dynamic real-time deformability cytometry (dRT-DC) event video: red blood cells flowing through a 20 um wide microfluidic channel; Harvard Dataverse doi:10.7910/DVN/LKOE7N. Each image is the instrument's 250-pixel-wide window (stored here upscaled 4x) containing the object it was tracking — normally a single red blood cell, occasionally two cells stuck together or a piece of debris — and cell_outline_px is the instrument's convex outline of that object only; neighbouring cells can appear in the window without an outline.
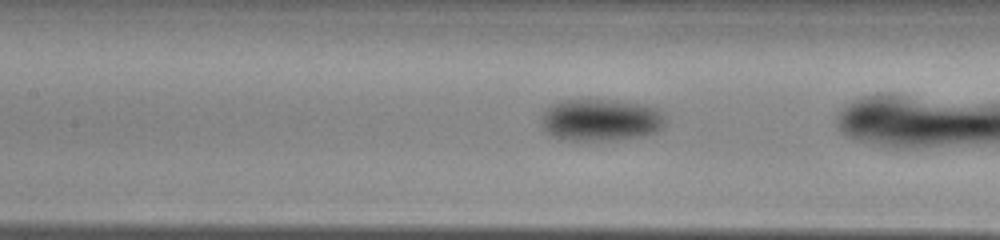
{"species": "common noctule bat (a hibernating species)", "species_latin": "Nyctalus noctula", "temperature_condition": "warm", "stored_images_in_passage": 23, "camera_frame_rate_fps": 3000, "um_per_image_px": 0.085, "animal": {"sex": "male", "body_mass_g": 13.0, "forearm_length_mm": 53.1}, "frame": {"image": 1, "passage_image": 19, "time_ms": 6.0, "image_size_px": [1000, 240], "cell_outline_px": [[664, 124], [660, 128], [652, 132], [640, 136], [596, 140], [576, 140], [552, 136], [544, 128], [544, 112], [552, 104], [564, 100], [600, 100], [632, 104], [652, 108], [664, 120]], "centroid_in_image_um": [50.98, 10.2], "position_along_channel_um": 156.4, "area_um2": 28.55}}